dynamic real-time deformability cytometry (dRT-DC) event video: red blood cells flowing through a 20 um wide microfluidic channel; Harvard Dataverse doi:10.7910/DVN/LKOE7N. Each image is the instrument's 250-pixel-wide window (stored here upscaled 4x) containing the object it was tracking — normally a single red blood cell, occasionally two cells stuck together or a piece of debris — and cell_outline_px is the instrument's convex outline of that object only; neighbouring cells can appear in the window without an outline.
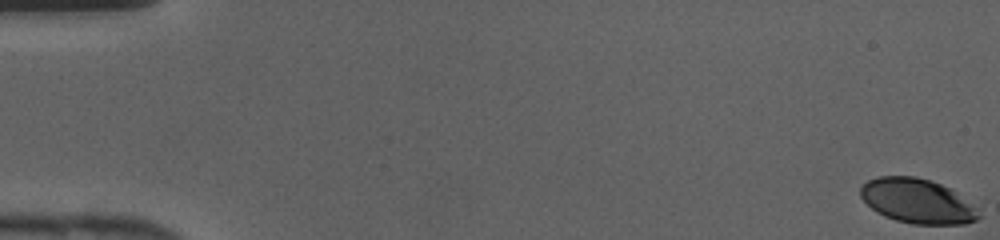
{"species": "human", "species_latin": "Homo sapiens", "temperature_condition": "cold", "stored_images_in_passage": 43, "camera_frame_rate_fps": 3000, "um_per_image_px": 0.085, "donor": {"sex": "female"}, "frame": {"image": 1, "passage_image": 1, "time_ms": 0.0, "image_size_px": [1000, 240], "cell_outline_px": [[980, 216], [976, 220], [964, 224], [912, 224], [896, 220], [884, 216], [876, 212], [860, 196], [860, 188], [868, 180], [876, 176], [916, 176], [940, 184], [956, 192]], "centroid_in_image_um": [77.89, 17.08], "position_along_channel_um": 7.1, "area_um2": 30.11}}
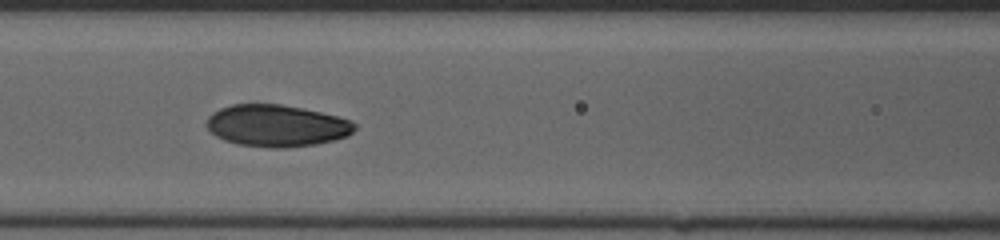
{"frame": {"image": 2, "passage_image": 20, "time_ms": 6.333, "image_size_px": [1000, 240], "cell_outline_px": [[356, 128], [348, 136], [316, 144], [284, 148], [268, 148], [236, 144], [224, 140], [216, 136], [208, 128], [208, 116], [212, 112], [220, 108], [232, 104], [280, 104], [320, 112], [352, 120], [356, 124]], "centroid_in_image_um": [23.51, 10.69], "position_along_channel_um": 143.1, "area_um2": 36.07}}
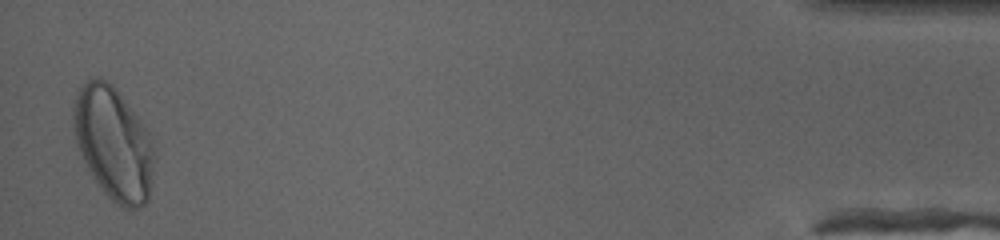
{"frame": {"image": 3, "passage_image": 43, "time_ms": 14.0, "image_size_px": [1000, 240], "cell_outline_px": [[156, 148], [148, 200], [140, 208], [124, 208], [112, 200], [104, 192], [92, 176], [80, 152], [72, 132], [72, 104], [76, 92], [88, 80], [96, 76], [100, 76], [112, 84], [116, 88], [148, 132]], "centroid_in_image_um": [9.62, 12.16], "position_along_channel_um": 425.6, "area_um2": 53.35}}